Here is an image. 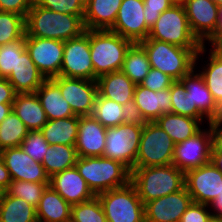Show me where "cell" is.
<instances>
[{
  "instance_id": "60",
  "label": "cell",
  "mask_w": 222,
  "mask_h": 222,
  "mask_svg": "<svg viewBox=\"0 0 222 222\" xmlns=\"http://www.w3.org/2000/svg\"><path fill=\"white\" fill-rule=\"evenodd\" d=\"M3 194H4V190L0 188V203H1V199H2Z\"/></svg>"
},
{
  "instance_id": "11",
  "label": "cell",
  "mask_w": 222,
  "mask_h": 222,
  "mask_svg": "<svg viewBox=\"0 0 222 222\" xmlns=\"http://www.w3.org/2000/svg\"><path fill=\"white\" fill-rule=\"evenodd\" d=\"M60 89L64 100L78 116L92 115L98 94L97 81L57 76L51 79Z\"/></svg>"
},
{
  "instance_id": "35",
  "label": "cell",
  "mask_w": 222,
  "mask_h": 222,
  "mask_svg": "<svg viewBox=\"0 0 222 222\" xmlns=\"http://www.w3.org/2000/svg\"><path fill=\"white\" fill-rule=\"evenodd\" d=\"M29 130L19 117L12 111L0 123V151L19 147Z\"/></svg>"
},
{
  "instance_id": "21",
  "label": "cell",
  "mask_w": 222,
  "mask_h": 222,
  "mask_svg": "<svg viewBox=\"0 0 222 222\" xmlns=\"http://www.w3.org/2000/svg\"><path fill=\"white\" fill-rule=\"evenodd\" d=\"M71 206L89 201L95 197L76 166L54 174L49 184Z\"/></svg>"
},
{
  "instance_id": "31",
  "label": "cell",
  "mask_w": 222,
  "mask_h": 222,
  "mask_svg": "<svg viewBox=\"0 0 222 222\" xmlns=\"http://www.w3.org/2000/svg\"><path fill=\"white\" fill-rule=\"evenodd\" d=\"M0 222H38L36 207L4 191L0 203Z\"/></svg>"
},
{
  "instance_id": "15",
  "label": "cell",
  "mask_w": 222,
  "mask_h": 222,
  "mask_svg": "<svg viewBox=\"0 0 222 222\" xmlns=\"http://www.w3.org/2000/svg\"><path fill=\"white\" fill-rule=\"evenodd\" d=\"M109 30L133 43L148 38L150 28L144 19V0H123L114 25Z\"/></svg>"
},
{
  "instance_id": "49",
  "label": "cell",
  "mask_w": 222,
  "mask_h": 222,
  "mask_svg": "<svg viewBox=\"0 0 222 222\" xmlns=\"http://www.w3.org/2000/svg\"><path fill=\"white\" fill-rule=\"evenodd\" d=\"M207 124L211 132V153H222V121H209Z\"/></svg>"
},
{
  "instance_id": "2",
  "label": "cell",
  "mask_w": 222,
  "mask_h": 222,
  "mask_svg": "<svg viewBox=\"0 0 222 222\" xmlns=\"http://www.w3.org/2000/svg\"><path fill=\"white\" fill-rule=\"evenodd\" d=\"M130 182L145 205L147 202L182 190L185 187V173L173 164L139 167L131 171Z\"/></svg>"
},
{
  "instance_id": "57",
  "label": "cell",
  "mask_w": 222,
  "mask_h": 222,
  "mask_svg": "<svg viewBox=\"0 0 222 222\" xmlns=\"http://www.w3.org/2000/svg\"><path fill=\"white\" fill-rule=\"evenodd\" d=\"M211 121H222V103L218 105V112L214 120Z\"/></svg>"
},
{
  "instance_id": "58",
  "label": "cell",
  "mask_w": 222,
  "mask_h": 222,
  "mask_svg": "<svg viewBox=\"0 0 222 222\" xmlns=\"http://www.w3.org/2000/svg\"><path fill=\"white\" fill-rule=\"evenodd\" d=\"M208 222H222V217L212 216Z\"/></svg>"
},
{
  "instance_id": "3",
  "label": "cell",
  "mask_w": 222,
  "mask_h": 222,
  "mask_svg": "<svg viewBox=\"0 0 222 222\" xmlns=\"http://www.w3.org/2000/svg\"><path fill=\"white\" fill-rule=\"evenodd\" d=\"M139 44L145 49L151 68L160 70L175 81L195 68L196 54L200 50V48H183L149 38Z\"/></svg>"
},
{
  "instance_id": "54",
  "label": "cell",
  "mask_w": 222,
  "mask_h": 222,
  "mask_svg": "<svg viewBox=\"0 0 222 222\" xmlns=\"http://www.w3.org/2000/svg\"><path fill=\"white\" fill-rule=\"evenodd\" d=\"M13 111L12 104H0V123Z\"/></svg>"
},
{
  "instance_id": "6",
  "label": "cell",
  "mask_w": 222,
  "mask_h": 222,
  "mask_svg": "<svg viewBox=\"0 0 222 222\" xmlns=\"http://www.w3.org/2000/svg\"><path fill=\"white\" fill-rule=\"evenodd\" d=\"M148 38L183 48H201L203 46L191 31L183 5L173 4L169 9L163 11L150 28Z\"/></svg>"
},
{
  "instance_id": "1",
  "label": "cell",
  "mask_w": 222,
  "mask_h": 222,
  "mask_svg": "<svg viewBox=\"0 0 222 222\" xmlns=\"http://www.w3.org/2000/svg\"><path fill=\"white\" fill-rule=\"evenodd\" d=\"M83 16L54 12L34 2L25 18V36L65 42L85 32Z\"/></svg>"
},
{
  "instance_id": "41",
  "label": "cell",
  "mask_w": 222,
  "mask_h": 222,
  "mask_svg": "<svg viewBox=\"0 0 222 222\" xmlns=\"http://www.w3.org/2000/svg\"><path fill=\"white\" fill-rule=\"evenodd\" d=\"M25 50V38L0 46V77L10 76L12 69H15L17 58Z\"/></svg>"
},
{
  "instance_id": "39",
  "label": "cell",
  "mask_w": 222,
  "mask_h": 222,
  "mask_svg": "<svg viewBox=\"0 0 222 222\" xmlns=\"http://www.w3.org/2000/svg\"><path fill=\"white\" fill-rule=\"evenodd\" d=\"M49 184L50 183L12 180L6 192L11 196L21 198L34 207H37L43 191Z\"/></svg>"
},
{
  "instance_id": "34",
  "label": "cell",
  "mask_w": 222,
  "mask_h": 222,
  "mask_svg": "<svg viewBox=\"0 0 222 222\" xmlns=\"http://www.w3.org/2000/svg\"><path fill=\"white\" fill-rule=\"evenodd\" d=\"M210 55V56H209ZM208 59L202 70H197L203 77L208 90L211 92L216 104L222 103V57L211 50Z\"/></svg>"
},
{
  "instance_id": "53",
  "label": "cell",
  "mask_w": 222,
  "mask_h": 222,
  "mask_svg": "<svg viewBox=\"0 0 222 222\" xmlns=\"http://www.w3.org/2000/svg\"><path fill=\"white\" fill-rule=\"evenodd\" d=\"M208 206L213 208L210 210L213 211L211 212L212 216L222 217V191Z\"/></svg>"
},
{
  "instance_id": "44",
  "label": "cell",
  "mask_w": 222,
  "mask_h": 222,
  "mask_svg": "<svg viewBox=\"0 0 222 222\" xmlns=\"http://www.w3.org/2000/svg\"><path fill=\"white\" fill-rule=\"evenodd\" d=\"M174 81L169 75L156 68H151L140 84L152 91H161L170 88Z\"/></svg>"
},
{
  "instance_id": "22",
  "label": "cell",
  "mask_w": 222,
  "mask_h": 222,
  "mask_svg": "<svg viewBox=\"0 0 222 222\" xmlns=\"http://www.w3.org/2000/svg\"><path fill=\"white\" fill-rule=\"evenodd\" d=\"M133 99L148 122H155L162 114L172 113L170 88L152 91L136 84Z\"/></svg>"
},
{
  "instance_id": "5",
  "label": "cell",
  "mask_w": 222,
  "mask_h": 222,
  "mask_svg": "<svg viewBox=\"0 0 222 222\" xmlns=\"http://www.w3.org/2000/svg\"><path fill=\"white\" fill-rule=\"evenodd\" d=\"M132 41L111 30H90V53L94 66V81L98 77L121 71Z\"/></svg>"
},
{
  "instance_id": "14",
  "label": "cell",
  "mask_w": 222,
  "mask_h": 222,
  "mask_svg": "<svg viewBox=\"0 0 222 222\" xmlns=\"http://www.w3.org/2000/svg\"><path fill=\"white\" fill-rule=\"evenodd\" d=\"M185 187L193 202L209 205L222 191V173L209 162L185 173Z\"/></svg>"
},
{
  "instance_id": "29",
  "label": "cell",
  "mask_w": 222,
  "mask_h": 222,
  "mask_svg": "<svg viewBox=\"0 0 222 222\" xmlns=\"http://www.w3.org/2000/svg\"><path fill=\"white\" fill-rule=\"evenodd\" d=\"M155 122L170 136L175 145L193 137L202 129V123L198 119L173 113L162 114Z\"/></svg>"
},
{
  "instance_id": "55",
  "label": "cell",
  "mask_w": 222,
  "mask_h": 222,
  "mask_svg": "<svg viewBox=\"0 0 222 222\" xmlns=\"http://www.w3.org/2000/svg\"><path fill=\"white\" fill-rule=\"evenodd\" d=\"M211 162L222 173V153H211Z\"/></svg>"
},
{
  "instance_id": "17",
  "label": "cell",
  "mask_w": 222,
  "mask_h": 222,
  "mask_svg": "<svg viewBox=\"0 0 222 222\" xmlns=\"http://www.w3.org/2000/svg\"><path fill=\"white\" fill-rule=\"evenodd\" d=\"M0 157L12 180L50 183V177L42 163L36 162L20 146L0 151Z\"/></svg>"
},
{
  "instance_id": "13",
  "label": "cell",
  "mask_w": 222,
  "mask_h": 222,
  "mask_svg": "<svg viewBox=\"0 0 222 222\" xmlns=\"http://www.w3.org/2000/svg\"><path fill=\"white\" fill-rule=\"evenodd\" d=\"M211 132L201 129L193 137L175 145L172 164L186 173L211 162Z\"/></svg>"
},
{
  "instance_id": "30",
  "label": "cell",
  "mask_w": 222,
  "mask_h": 222,
  "mask_svg": "<svg viewBox=\"0 0 222 222\" xmlns=\"http://www.w3.org/2000/svg\"><path fill=\"white\" fill-rule=\"evenodd\" d=\"M79 116L48 120L40 130L49 145H75Z\"/></svg>"
},
{
  "instance_id": "12",
  "label": "cell",
  "mask_w": 222,
  "mask_h": 222,
  "mask_svg": "<svg viewBox=\"0 0 222 222\" xmlns=\"http://www.w3.org/2000/svg\"><path fill=\"white\" fill-rule=\"evenodd\" d=\"M25 48L46 79L60 76L64 53L63 41L25 36Z\"/></svg>"
},
{
  "instance_id": "40",
  "label": "cell",
  "mask_w": 222,
  "mask_h": 222,
  "mask_svg": "<svg viewBox=\"0 0 222 222\" xmlns=\"http://www.w3.org/2000/svg\"><path fill=\"white\" fill-rule=\"evenodd\" d=\"M72 222H107L106 216L97 196L93 199L72 205Z\"/></svg>"
},
{
  "instance_id": "20",
  "label": "cell",
  "mask_w": 222,
  "mask_h": 222,
  "mask_svg": "<svg viewBox=\"0 0 222 222\" xmlns=\"http://www.w3.org/2000/svg\"><path fill=\"white\" fill-rule=\"evenodd\" d=\"M106 127L92 115L79 116L75 148L79 157H101L105 149Z\"/></svg>"
},
{
  "instance_id": "33",
  "label": "cell",
  "mask_w": 222,
  "mask_h": 222,
  "mask_svg": "<svg viewBox=\"0 0 222 222\" xmlns=\"http://www.w3.org/2000/svg\"><path fill=\"white\" fill-rule=\"evenodd\" d=\"M150 69L145 49L139 43H133L126 53L121 71L132 82L140 84Z\"/></svg>"
},
{
  "instance_id": "38",
  "label": "cell",
  "mask_w": 222,
  "mask_h": 222,
  "mask_svg": "<svg viewBox=\"0 0 222 222\" xmlns=\"http://www.w3.org/2000/svg\"><path fill=\"white\" fill-rule=\"evenodd\" d=\"M25 17L0 11V46L25 38Z\"/></svg>"
},
{
  "instance_id": "4",
  "label": "cell",
  "mask_w": 222,
  "mask_h": 222,
  "mask_svg": "<svg viewBox=\"0 0 222 222\" xmlns=\"http://www.w3.org/2000/svg\"><path fill=\"white\" fill-rule=\"evenodd\" d=\"M75 166L95 196L125 186L131 180V171L126 166L103 156H78Z\"/></svg>"
},
{
  "instance_id": "59",
  "label": "cell",
  "mask_w": 222,
  "mask_h": 222,
  "mask_svg": "<svg viewBox=\"0 0 222 222\" xmlns=\"http://www.w3.org/2000/svg\"><path fill=\"white\" fill-rule=\"evenodd\" d=\"M188 0H171L173 4L184 5Z\"/></svg>"
},
{
  "instance_id": "19",
  "label": "cell",
  "mask_w": 222,
  "mask_h": 222,
  "mask_svg": "<svg viewBox=\"0 0 222 222\" xmlns=\"http://www.w3.org/2000/svg\"><path fill=\"white\" fill-rule=\"evenodd\" d=\"M206 51V46L203 45L196 54L195 68L189 74L183 76L180 81L185 86L186 96H189L192 108H197L209 121H211L215 119L218 112V105L213 99L211 92L208 90L203 77L198 71H195L200 61L199 57H202V54L205 56Z\"/></svg>"
},
{
  "instance_id": "43",
  "label": "cell",
  "mask_w": 222,
  "mask_h": 222,
  "mask_svg": "<svg viewBox=\"0 0 222 222\" xmlns=\"http://www.w3.org/2000/svg\"><path fill=\"white\" fill-rule=\"evenodd\" d=\"M34 2L40 7L64 14L84 15L85 11L84 0H34Z\"/></svg>"
},
{
  "instance_id": "25",
  "label": "cell",
  "mask_w": 222,
  "mask_h": 222,
  "mask_svg": "<svg viewBox=\"0 0 222 222\" xmlns=\"http://www.w3.org/2000/svg\"><path fill=\"white\" fill-rule=\"evenodd\" d=\"M12 109L29 131L41 130L48 121L36 93H16Z\"/></svg>"
},
{
  "instance_id": "24",
  "label": "cell",
  "mask_w": 222,
  "mask_h": 222,
  "mask_svg": "<svg viewBox=\"0 0 222 222\" xmlns=\"http://www.w3.org/2000/svg\"><path fill=\"white\" fill-rule=\"evenodd\" d=\"M123 0H87L83 23L85 29L109 30L116 20Z\"/></svg>"
},
{
  "instance_id": "51",
  "label": "cell",
  "mask_w": 222,
  "mask_h": 222,
  "mask_svg": "<svg viewBox=\"0 0 222 222\" xmlns=\"http://www.w3.org/2000/svg\"><path fill=\"white\" fill-rule=\"evenodd\" d=\"M12 181L10 172L6 168L3 160L0 157V188L6 191Z\"/></svg>"
},
{
  "instance_id": "18",
  "label": "cell",
  "mask_w": 222,
  "mask_h": 222,
  "mask_svg": "<svg viewBox=\"0 0 222 222\" xmlns=\"http://www.w3.org/2000/svg\"><path fill=\"white\" fill-rule=\"evenodd\" d=\"M193 199L186 187L182 190L147 202L145 222H179Z\"/></svg>"
},
{
  "instance_id": "8",
  "label": "cell",
  "mask_w": 222,
  "mask_h": 222,
  "mask_svg": "<svg viewBox=\"0 0 222 222\" xmlns=\"http://www.w3.org/2000/svg\"><path fill=\"white\" fill-rule=\"evenodd\" d=\"M175 144L170 136L156 123L143 126L134 168L172 164Z\"/></svg>"
},
{
  "instance_id": "28",
  "label": "cell",
  "mask_w": 222,
  "mask_h": 222,
  "mask_svg": "<svg viewBox=\"0 0 222 222\" xmlns=\"http://www.w3.org/2000/svg\"><path fill=\"white\" fill-rule=\"evenodd\" d=\"M35 93L48 120L76 116L61 95L59 87L51 79H46Z\"/></svg>"
},
{
  "instance_id": "9",
  "label": "cell",
  "mask_w": 222,
  "mask_h": 222,
  "mask_svg": "<svg viewBox=\"0 0 222 222\" xmlns=\"http://www.w3.org/2000/svg\"><path fill=\"white\" fill-rule=\"evenodd\" d=\"M143 126L122 123L106 129L103 157L122 163L133 170L137 158Z\"/></svg>"
},
{
  "instance_id": "16",
  "label": "cell",
  "mask_w": 222,
  "mask_h": 222,
  "mask_svg": "<svg viewBox=\"0 0 222 222\" xmlns=\"http://www.w3.org/2000/svg\"><path fill=\"white\" fill-rule=\"evenodd\" d=\"M183 6L192 33L206 45L217 30L218 5L214 0H188Z\"/></svg>"
},
{
  "instance_id": "32",
  "label": "cell",
  "mask_w": 222,
  "mask_h": 222,
  "mask_svg": "<svg viewBox=\"0 0 222 222\" xmlns=\"http://www.w3.org/2000/svg\"><path fill=\"white\" fill-rule=\"evenodd\" d=\"M77 158L75 145L56 144L49 145L41 163L51 178L54 174L74 167Z\"/></svg>"
},
{
  "instance_id": "26",
  "label": "cell",
  "mask_w": 222,
  "mask_h": 222,
  "mask_svg": "<svg viewBox=\"0 0 222 222\" xmlns=\"http://www.w3.org/2000/svg\"><path fill=\"white\" fill-rule=\"evenodd\" d=\"M98 94L113 100L118 104H125L134 97L136 84L122 71L104 74L97 78Z\"/></svg>"
},
{
  "instance_id": "7",
  "label": "cell",
  "mask_w": 222,
  "mask_h": 222,
  "mask_svg": "<svg viewBox=\"0 0 222 222\" xmlns=\"http://www.w3.org/2000/svg\"><path fill=\"white\" fill-rule=\"evenodd\" d=\"M97 197L107 222H145V206L131 182Z\"/></svg>"
},
{
  "instance_id": "37",
  "label": "cell",
  "mask_w": 222,
  "mask_h": 222,
  "mask_svg": "<svg viewBox=\"0 0 222 222\" xmlns=\"http://www.w3.org/2000/svg\"><path fill=\"white\" fill-rule=\"evenodd\" d=\"M170 94L173 114L198 119L202 124L205 121L204 118L209 122V120L197 108H192L191 100L189 99V96H186L185 86L180 80H176L172 83Z\"/></svg>"
},
{
  "instance_id": "45",
  "label": "cell",
  "mask_w": 222,
  "mask_h": 222,
  "mask_svg": "<svg viewBox=\"0 0 222 222\" xmlns=\"http://www.w3.org/2000/svg\"><path fill=\"white\" fill-rule=\"evenodd\" d=\"M172 5L171 0H144V19L146 25L151 28L160 14Z\"/></svg>"
},
{
  "instance_id": "47",
  "label": "cell",
  "mask_w": 222,
  "mask_h": 222,
  "mask_svg": "<svg viewBox=\"0 0 222 222\" xmlns=\"http://www.w3.org/2000/svg\"><path fill=\"white\" fill-rule=\"evenodd\" d=\"M123 123L136 124L144 126L148 121L144 118L142 112L134 102V99L129 100L122 105Z\"/></svg>"
},
{
  "instance_id": "48",
  "label": "cell",
  "mask_w": 222,
  "mask_h": 222,
  "mask_svg": "<svg viewBox=\"0 0 222 222\" xmlns=\"http://www.w3.org/2000/svg\"><path fill=\"white\" fill-rule=\"evenodd\" d=\"M34 0H0V11L11 12L26 18Z\"/></svg>"
},
{
  "instance_id": "23",
  "label": "cell",
  "mask_w": 222,
  "mask_h": 222,
  "mask_svg": "<svg viewBox=\"0 0 222 222\" xmlns=\"http://www.w3.org/2000/svg\"><path fill=\"white\" fill-rule=\"evenodd\" d=\"M7 80L16 93H35L46 78L40 73L31 56L25 50L18 58Z\"/></svg>"
},
{
  "instance_id": "61",
  "label": "cell",
  "mask_w": 222,
  "mask_h": 222,
  "mask_svg": "<svg viewBox=\"0 0 222 222\" xmlns=\"http://www.w3.org/2000/svg\"><path fill=\"white\" fill-rule=\"evenodd\" d=\"M214 1L218 6L222 5V0H214Z\"/></svg>"
},
{
  "instance_id": "10",
  "label": "cell",
  "mask_w": 222,
  "mask_h": 222,
  "mask_svg": "<svg viewBox=\"0 0 222 222\" xmlns=\"http://www.w3.org/2000/svg\"><path fill=\"white\" fill-rule=\"evenodd\" d=\"M60 75L68 78L94 80V66L90 53V30L64 42Z\"/></svg>"
},
{
  "instance_id": "56",
  "label": "cell",
  "mask_w": 222,
  "mask_h": 222,
  "mask_svg": "<svg viewBox=\"0 0 222 222\" xmlns=\"http://www.w3.org/2000/svg\"><path fill=\"white\" fill-rule=\"evenodd\" d=\"M215 33H222V5L218 6V26Z\"/></svg>"
},
{
  "instance_id": "50",
  "label": "cell",
  "mask_w": 222,
  "mask_h": 222,
  "mask_svg": "<svg viewBox=\"0 0 222 222\" xmlns=\"http://www.w3.org/2000/svg\"><path fill=\"white\" fill-rule=\"evenodd\" d=\"M16 92L7 78L0 77V104H13Z\"/></svg>"
},
{
  "instance_id": "46",
  "label": "cell",
  "mask_w": 222,
  "mask_h": 222,
  "mask_svg": "<svg viewBox=\"0 0 222 222\" xmlns=\"http://www.w3.org/2000/svg\"><path fill=\"white\" fill-rule=\"evenodd\" d=\"M211 210L208 205L192 202L181 216L179 222H208L212 217Z\"/></svg>"
},
{
  "instance_id": "52",
  "label": "cell",
  "mask_w": 222,
  "mask_h": 222,
  "mask_svg": "<svg viewBox=\"0 0 222 222\" xmlns=\"http://www.w3.org/2000/svg\"><path fill=\"white\" fill-rule=\"evenodd\" d=\"M208 43L211 44L212 48H209L216 55L222 57V33H215L209 40Z\"/></svg>"
},
{
  "instance_id": "27",
  "label": "cell",
  "mask_w": 222,
  "mask_h": 222,
  "mask_svg": "<svg viewBox=\"0 0 222 222\" xmlns=\"http://www.w3.org/2000/svg\"><path fill=\"white\" fill-rule=\"evenodd\" d=\"M71 205L50 185L43 191L36 207L38 222H68L71 220Z\"/></svg>"
},
{
  "instance_id": "42",
  "label": "cell",
  "mask_w": 222,
  "mask_h": 222,
  "mask_svg": "<svg viewBox=\"0 0 222 222\" xmlns=\"http://www.w3.org/2000/svg\"><path fill=\"white\" fill-rule=\"evenodd\" d=\"M20 147L36 162L41 163L49 147V143L40 130L29 131Z\"/></svg>"
},
{
  "instance_id": "36",
  "label": "cell",
  "mask_w": 222,
  "mask_h": 222,
  "mask_svg": "<svg viewBox=\"0 0 222 222\" xmlns=\"http://www.w3.org/2000/svg\"><path fill=\"white\" fill-rule=\"evenodd\" d=\"M92 116L104 127H116L123 123L122 105L97 94Z\"/></svg>"
}]
</instances>
